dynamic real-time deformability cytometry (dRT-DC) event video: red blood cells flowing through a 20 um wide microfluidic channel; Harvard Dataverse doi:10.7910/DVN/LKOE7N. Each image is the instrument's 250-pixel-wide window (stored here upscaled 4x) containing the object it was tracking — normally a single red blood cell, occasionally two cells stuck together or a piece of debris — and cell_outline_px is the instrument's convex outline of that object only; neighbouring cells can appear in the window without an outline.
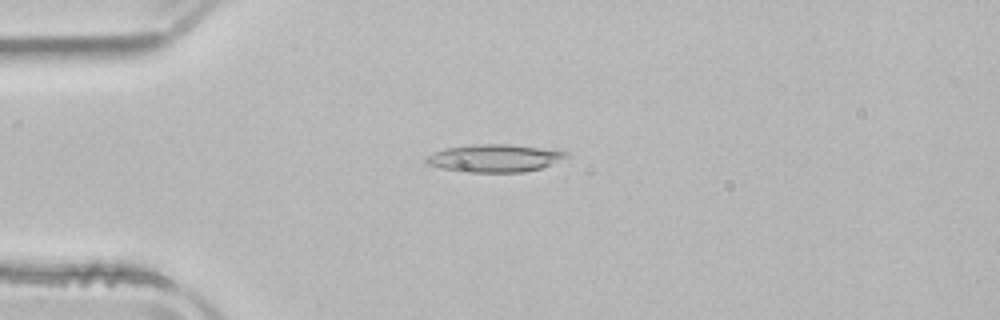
{"species": "common noctule bat (a hibernating species)", "species_latin": "Nyctalus noctula", "temperature_condition": "room temperature", "stored_images_in_passage": 51, "camera_frame_rate_fps": 3000, "um_per_image_px": 0.085, "animal": {"sex": "male", "body_mass_g": 21.5, "forearm_length_mm": 52.0}, "frame": {"image": 1, "passage_image": 12, "time_ms": 3.667, "image_size_px": [1000, 320], "cell_outline_px": [[572, 156], [540, 168], [524, 172], [460, 172], [428, 164], [424, 160], [428, 156], [444, 148], [476, 144], [508, 144], [568, 152]], "centroid_in_image_um": [42.05, 13.45], "position_along_channel_um": 43.0, "area_um2": 22.37}}
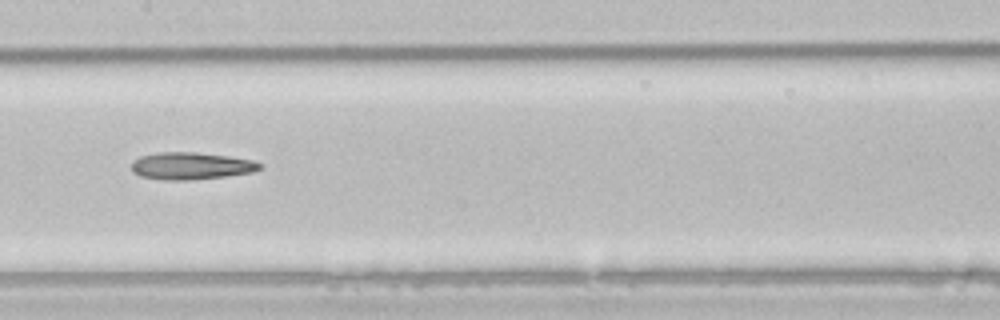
{"frame": {"image": 2, "passage_image": 25, "time_ms": 8.0, "image_size_px": [1000, 320], "cell_outline_px": [[264, 168], [252, 172], [224, 176], [192, 180], [160, 180], [140, 176], [132, 172], [132, 160], [140, 156], [156, 152], [196, 152], [228, 156], [252, 160], [264, 164]], "centroid_in_image_um": [16.23, 14.1], "position_along_channel_um": 191.2, "area_um2": 20.58}}
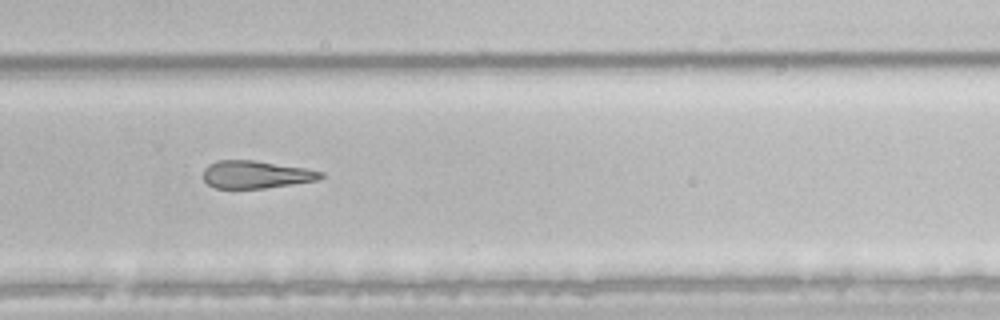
{"frame": {"image": 3, "passage_image": 34, "time_ms": 11.0, "image_size_px": [1000, 320], "cell_outline_px": [[324, 176], [316, 180], [292, 184], [264, 188], [216, 188], [208, 184], [204, 180], [204, 168], [208, 164], [216, 160], [252, 160], [304, 168], [324, 172]], "centroid_in_image_um": [21.72, 14.83], "position_along_channel_um": 308.1, "area_um2": 18.73}}